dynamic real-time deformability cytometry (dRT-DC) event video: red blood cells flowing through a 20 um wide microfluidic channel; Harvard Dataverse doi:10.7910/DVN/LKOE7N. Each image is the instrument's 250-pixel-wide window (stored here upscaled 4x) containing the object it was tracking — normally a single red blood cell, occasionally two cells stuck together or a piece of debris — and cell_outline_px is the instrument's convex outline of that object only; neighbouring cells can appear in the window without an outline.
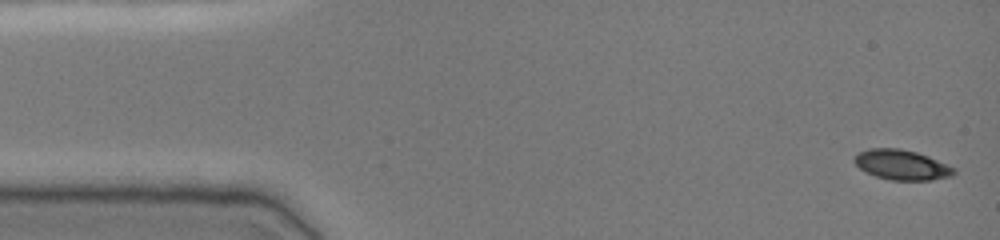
{"species": "common noctule bat (a hibernating species)", "species_latin": "Nyctalus noctula", "temperature_condition": "cold", "stored_images_in_passage": 49, "camera_frame_rate_fps": 3000, "um_per_image_px": 0.085, "animal": {"sex": "female", "body_mass_g": 19.0, "forearm_length_mm": 51.5}, "frame": {"image": 1, "passage_image": 1, "time_ms": 0.0, "image_size_px": [1000, 240], "cell_outline_px": [[956, 172], [952, 176], [932, 180], [892, 180], [876, 176], [860, 168], [852, 160], [860, 152], [868, 148], [900, 148], [916, 152], [928, 156], [956, 168]], "centroid_in_image_um": [76.68, 14.01], "position_along_channel_um": 8.3, "area_um2": 17.34}}
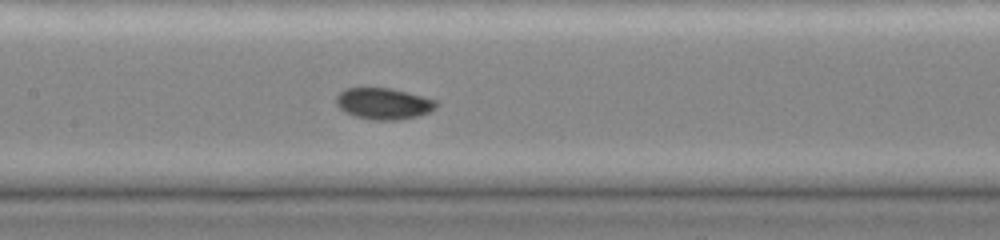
{"frame": {"image": 2, "passage_image": 23, "time_ms": 7.333, "image_size_px": [1000, 240], "cell_outline_px": [[440, 104], [436, 108], [428, 112], [416, 116], [396, 120], [372, 120], [356, 116], [340, 108], [336, 104], [336, 96], [340, 92], [348, 88], [392, 88], [408, 92], [436, 100]], "centroid_in_image_um": [32.63, 8.8], "position_along_channel_um": 174.8, "area_um2": 18.15}}
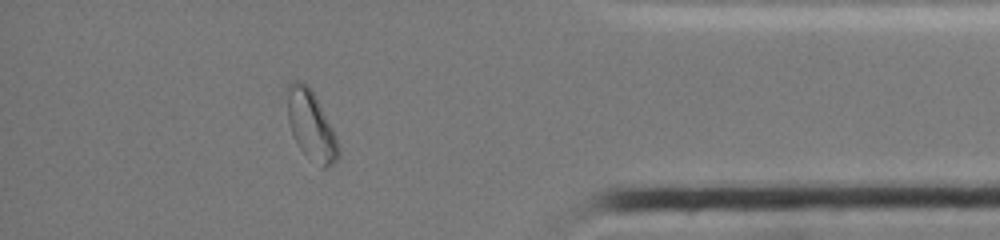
{"frame": {"image": 3, "passage_image": 43, "time_ms": 14.0, "image_size_px": [1000, 240], "cell_outline_px": [[340, 156], [332, 164], [324, 168], [304, 152], [296, 144], [292, 136], [288, 120], [284, 88], [292, 80], [296, 80], [308, 84], [332, 128], [336, 136], [340, 148]], "centroid_in_image_um": [26.38, 10.59], "position_along_channel_um": 408.8, "area_um2": 20.69}, "authors_computed_cell_mechanics": {"area_um2": 18.207, "velocity_mm_per_s": 3.8165, "shape_relaxation_time_tau1_ms": 4.654, "shape_relaxation_time_tau2_ms": null, "deformation_change_tau1": 0.1175, "deformation_change_tau2": null}}